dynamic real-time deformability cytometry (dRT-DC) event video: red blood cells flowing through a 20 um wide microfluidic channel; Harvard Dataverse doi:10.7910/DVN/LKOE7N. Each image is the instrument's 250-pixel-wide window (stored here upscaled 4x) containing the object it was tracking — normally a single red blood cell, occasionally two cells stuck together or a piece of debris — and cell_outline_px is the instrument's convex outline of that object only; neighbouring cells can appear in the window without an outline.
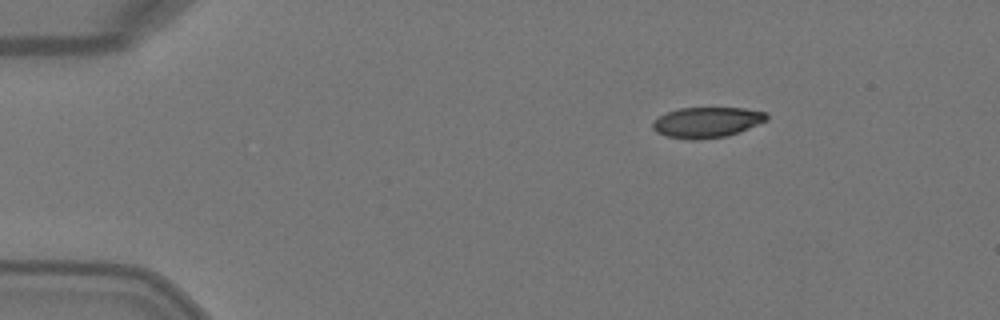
{"species": "Egyptian fruit bat (a non-hibernating species)", "species_latin": "Rousettus aegyptiacus", "temperature_condition": "warm", "stored_images_in_passage": 5, "camera_frame_rate_fps": 3000, "um_per_image_px": 0.085, "animal": {"sex": "female"}, "frame": {"image": 1, "passage_image": 5, "time_ms": 1.333, "image_size_px": [1000, 320], "cell_outline_px": [[768, 120], [728, 136], [696, 140], [688, 140], [668, 136], [656, 132], [652, 128], [652, 120], [668, 112], [680, 108], [744, 108], [768, 112]], "centroid_in_image_um": [60.09, 10.4], "position_along_channel_um": 24.9, "area_um2": 20.35}}